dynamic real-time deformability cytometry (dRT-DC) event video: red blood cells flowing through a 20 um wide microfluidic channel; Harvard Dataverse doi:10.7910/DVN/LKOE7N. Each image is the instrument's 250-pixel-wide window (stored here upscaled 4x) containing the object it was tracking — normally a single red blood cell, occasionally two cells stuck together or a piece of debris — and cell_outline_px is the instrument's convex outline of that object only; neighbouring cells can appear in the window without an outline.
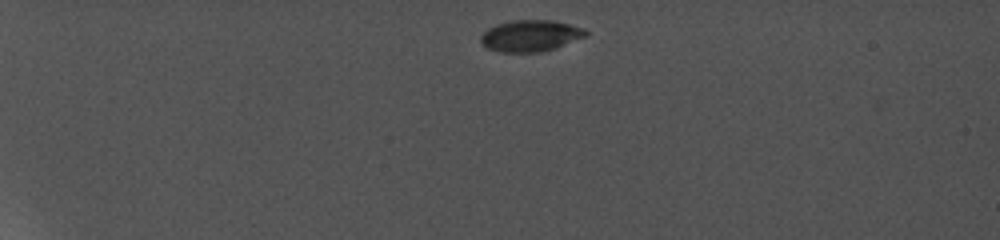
{"species": "common noctule bat (a hibernating species)", "species_latin": "Nyctalus noctula", "temperature_condition": "cold", "stored_images_in_passage": 5, "camera_frame_rate_fps": 5000, "um_per_image_px": 0.085, "animal": {"sex": "female", "body_mass_g": 19.0, "forearm_length_mm": 56.7}, "frame": {"image": 1, "passage_image": 1, "time_ms": 0.0, "image_size_px": [1000, 240], "cell_outline_px": [[588, 36], [556, 48], [540, 52], [500, 52], [488, 48], [480, 40], [480, 36], [488, 28], [496, 24], [516, 20], [552, 20], [584, 28], [588, 32]], "centroid_in_image_um": [45.12, 3.04], "position_along_channel_um": 39.9, "area_um2": 19.25}}
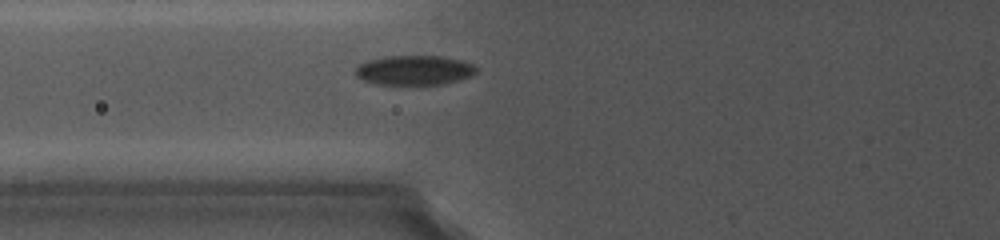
{"frame": {"image": 2, "passage_image": 5, "time_ms": 3.8, "image_size_px": [1000, 240], "cell_outline_px": [[480, 68], [476, 72], [468, 76], [456, 80], [440, 84], [380, 84], [364, 80], [356, 76], [356, 68], [360, 64], [368, 60], [384, 56], [444, 56], [460, 60], [472, 64]], "centroid_in_image_um": [35.22, 5.95], "position_along_channel_um": 90.6, "area_um2": 20.58}}